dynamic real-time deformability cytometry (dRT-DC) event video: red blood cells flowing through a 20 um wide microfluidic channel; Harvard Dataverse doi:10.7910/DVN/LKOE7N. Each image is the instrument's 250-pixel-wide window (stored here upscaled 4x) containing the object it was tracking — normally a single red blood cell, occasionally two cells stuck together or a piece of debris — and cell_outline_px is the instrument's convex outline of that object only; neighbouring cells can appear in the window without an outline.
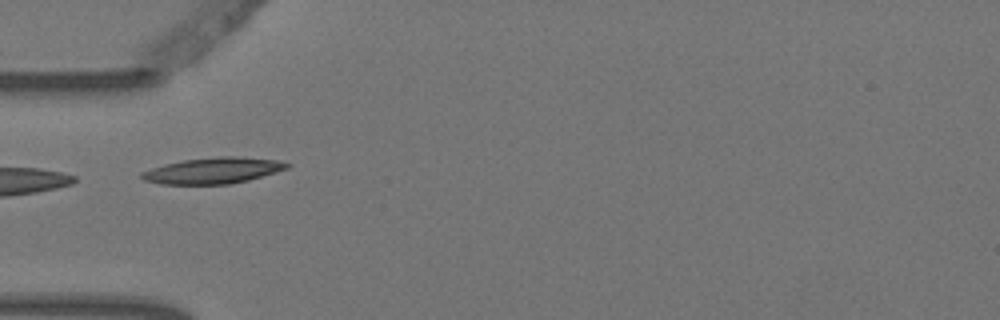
{"species": "Egyptian fruit bat (a non-hibernating species)", "species_latin": "Rousettus aegyptiacus", "temperature_condition": "warm", "stored_images_in_passage": 6, "camera_frame_rate_fps": 3000, "um_per_image_px": 0.085, "animal": {"sex": "female"}, "frame": {"image": 1, "passage_image": 5, "time_ms": 1.333, "image_size_px": [1000, 320], "cell_outline_px": [[292, 164], [288, 168], [276, 172], [248, 180], [228, 184], [160, 184], [144, 180], [140, 176], [140, 172], [164, 164], [184, 160], [220, 156], [236, 156], [280, 160]], "centroid_in_image_um": [18.13, 14.49], "position_along_channel_um": 66.9, "area_um2": 22.08}}
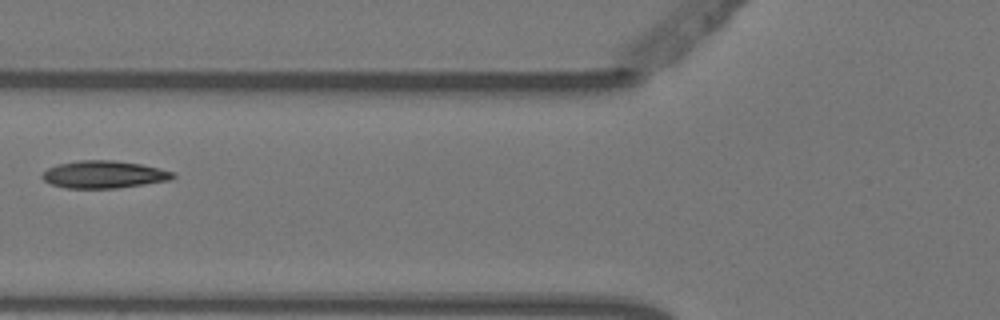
{"frame": {"image": 2, "passage_image": 6, "time_ms": 1.667, "image_size_px": [1000, 320], "cell_outline_px": [[176, 176], [172, 180], [116, 188], [68, 188], [52, 184], [44, 180], [40, 176], [48, 168], [60, 164], [80, 160], [116, 160], [140, 164], [172, 172]], "centroid_in_image_um": [8.83, 14.83], "position_along_channel_um": 117.0, "area_um2": 20.63}}